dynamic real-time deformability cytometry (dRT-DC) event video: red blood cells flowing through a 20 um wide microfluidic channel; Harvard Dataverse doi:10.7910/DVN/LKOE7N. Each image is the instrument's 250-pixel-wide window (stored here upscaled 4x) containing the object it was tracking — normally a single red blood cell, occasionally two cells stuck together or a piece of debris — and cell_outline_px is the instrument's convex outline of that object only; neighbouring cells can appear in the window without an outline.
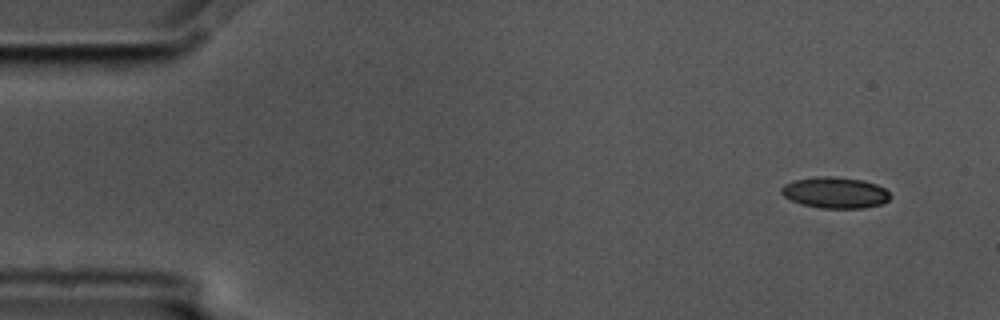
{"species": "common noctule bat (a hibernating species)", "species_latin": "Nyctalus noctula", "temperature_condition": "cold", "stored_images_in_passage": 14, "camera_frame_rate_fps": 3000, "um_per_image_px": 0.085, "animal": {"sex": "male", "body_mass_g": 17.5, "forearm_length_mm": 52.3}, "frame": {"image": 1, "passage_image": 1, "time_ms": 0.0, "image_size_px": [1000, 320], "cell_outline_px": [[892, 196], [884, 204], [864, 208], [820, 208], [800, 204], [784, 196], [780, 192], [780, 188], [784, 184], [792, 180], [816, 176], [828, 176], [864, 180], [876, 184], [884, 188]], "centroid_in_image_um": [70.98, 16.37], "position_along_channel_um": 14.0, "area_um2": 20.0}}
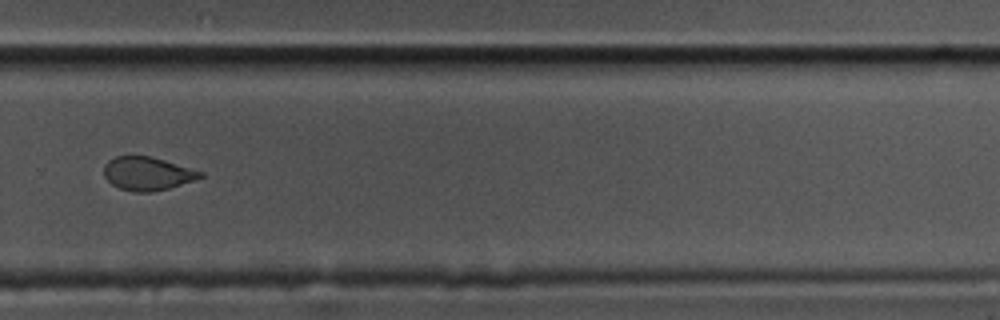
{"frame": {"image": 2, "passage_image": 10, "time_ms": 3.0, "image_size_px": [1000, 320], "cell_outline_px": [[204, 176], [196, 180], [168, 188], [152, 192], [132, 192], [120, 188], [112, 184], [104, 176], [104, 164], [108, 160], [116, 156], [152, 156], [204, 172]], "centroid_in_image_um": [12.54, 14.75], "position_along_channel_um": 317.3, "area_um2": 18.84}}
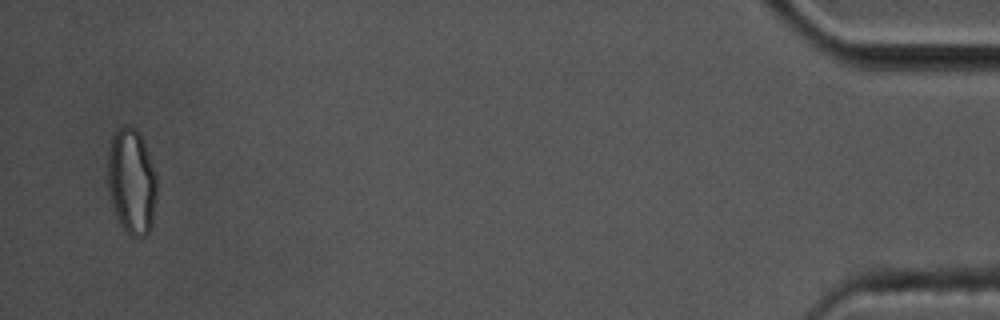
{"frame": {"image": 3, "passage_image": 14, "time_ms": 4.333, "image_size_px": [1000, 320], "cell_outline_px": [[156, 200], [152, 224], [148, 232], [144, 236], [132, 236], [120, 224], [112, 204], [108, 188], [108, 152], [112, 136], [124, 124], [128, 124], [136, 128], [144, 144], [156, 176]], "centroid_in_image_um": [11.18, 15.41], "position_along_channel_um": 424.0, "area_um2": 29.88}}